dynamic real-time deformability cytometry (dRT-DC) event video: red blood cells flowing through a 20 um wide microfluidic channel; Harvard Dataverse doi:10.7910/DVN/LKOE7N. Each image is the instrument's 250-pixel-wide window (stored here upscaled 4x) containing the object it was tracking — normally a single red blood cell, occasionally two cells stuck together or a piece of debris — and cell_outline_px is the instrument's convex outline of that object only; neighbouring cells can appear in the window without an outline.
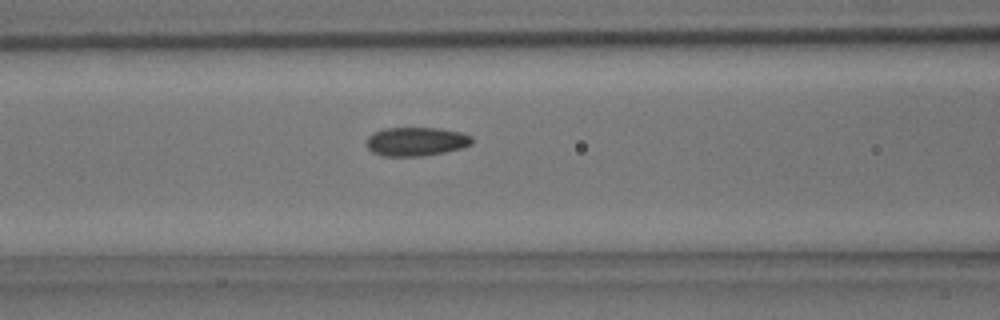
{"species": "common noctule bat (a hibernating species)", "species_latin": "Nyctalus noctula", "temperature_condition": "room temperature", "stored_images_in_passage": 4, "camera_frame_rate_fps": 3000, "um_per_image_px": 0.085, "animal": {"sex": "male", "body_mass_g": 15.6}, "frame": {"image": 1, "passage_image": 4, "time_ms": 3.667, "image_size_px": [1000, 320], "cell_outline_px": [[472, 144], [460, 148], [444, 152], [420, 156], [384, 156], [372, 152], [368, 148], [368, 136], [372, 132], [384, 128], [440, 128], [460, 132], [472, 136]], "centroid_in_image_um": [35.36, 12.02], "position_along_channel_um": 131.2, "area_um2": 17.63}}